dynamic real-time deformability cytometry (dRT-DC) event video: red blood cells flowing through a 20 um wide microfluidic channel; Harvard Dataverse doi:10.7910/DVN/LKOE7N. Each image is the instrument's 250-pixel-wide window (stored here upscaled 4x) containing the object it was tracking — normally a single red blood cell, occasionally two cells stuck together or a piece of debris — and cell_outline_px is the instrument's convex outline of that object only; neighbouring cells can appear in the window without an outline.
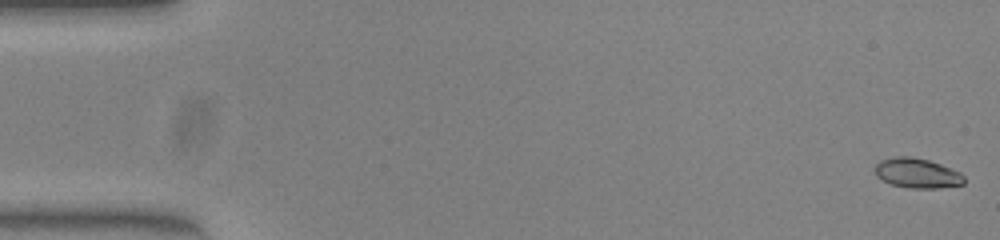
{"species": "common noctule bat (a hibernating species)", "species_latin": "Nyctalus noctula", "temperature_condition": "warm", "stored_images_in_passage": 51, "camera_frame_rate_fps": 3000, "um_per_image_px": 0.085, "animal": {"sex": "female", "body_mass_g": 23.0, "forearm_length_mm": 53.4}, "frame": {"image": 1, "passage_image": 1, "time_ms": 0.0, "image_size_px": [1000, 240], "cell_outline_px": [[964, 184], [940, 188], [908, 188], [892, 184], [876, 176], [876, 164], [880, 160], [896, 156], [908, 156], [928, 160], [940, 164], [960, 172], [964, 176]], "centroid_in_image_um": [77.97, 14.72], "position_along_channel_um": 7.0, "area_um2": 15.37}}
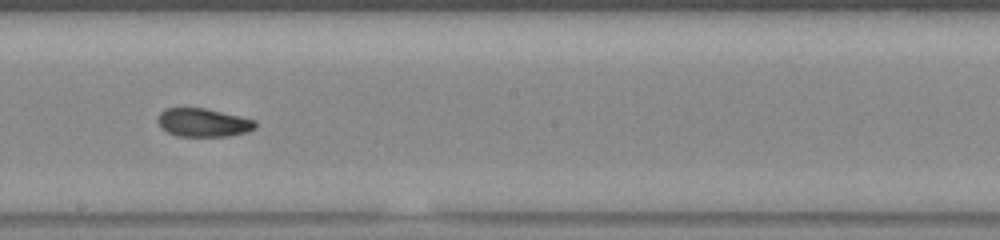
{"frame": {"image": 2, "passage_image": 29, "time_ms": 9.333, "image_size_px": [1000, 240], "cell_outline_px": [[256, 128], [248, 132], [228, 136], [176, 136], [160, 128], [156, 120], [160, 112], [164, 108], [204, 108], [240, 116], [256, 120]], "centroid_in_image_um": [17.25, 10.42], "position_along_channel_um": 230.9, "area_um2": 16.3}}
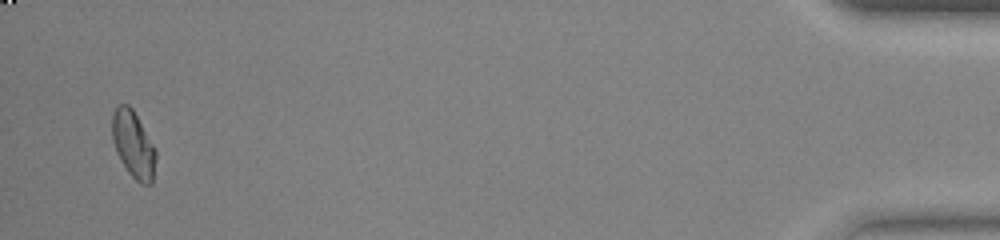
{"frame": {"image": 3, "passage_image": 50, "time_ms": 16.333, "image_size_px": [1000, 240], "cell_outline_px": [[156, 156], [152, 184], [140, 184], [128, 172], [120, 160], [116, 152], [112, 140], [112, 112], [120, 104], [128, 104], [132, 108], [156, 148]], "centroid_in_image_um": [11.33, 12.28], "position_along_channel_um": 423.9, "area_um2": 17.11}, "authors_computed_cell_mechanics": {"area_um2": 16.762, "velocity_mm_per_s": 4.0033, "shape_relaxation_time_tau1_ms": null, "shape_relaxation_time_tau2_ms": 2.5991, "deformation_change_tau1": null, "deformation_change_tau2": 0.0523}}